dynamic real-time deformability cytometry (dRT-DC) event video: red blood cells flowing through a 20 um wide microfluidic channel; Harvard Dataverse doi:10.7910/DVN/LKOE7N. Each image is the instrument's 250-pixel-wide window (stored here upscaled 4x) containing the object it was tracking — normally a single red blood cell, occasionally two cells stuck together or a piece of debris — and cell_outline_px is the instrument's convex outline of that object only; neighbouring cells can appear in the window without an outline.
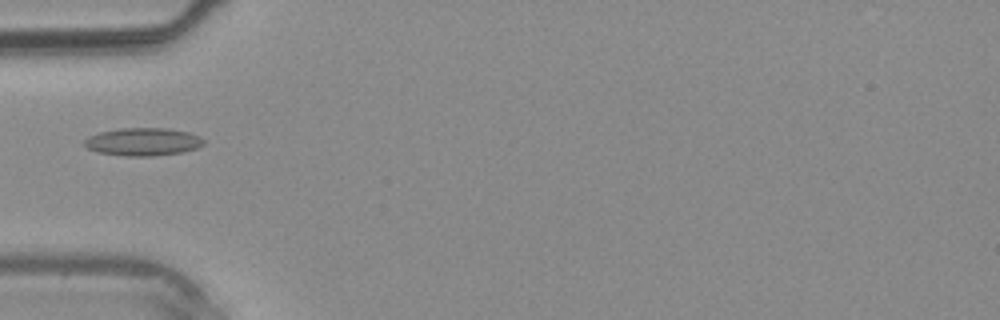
{"species": "common noctule bat (a hibernating species)", "species_latin": "Nyctalus noctula", "temperature_condition": "warm", "stored_images_in_passage": 4, "camera_frame_rate_fps": 3000, "um_per_image_px": 0.085, "animal": {"sex": "male", "body_mass_g": 20.4}, "frame": {"image": 1, "passage_image": 4, "time_ms": 3.667, "image_size_px": [1000, 320], "cell_outline_px": [[204, 144], [196, 148], [180, 152], [152, 156], [128, 156], [96, 152], [88, 148], [84, 144], [84, 140], [88, 136], [100, 132], [120, 128], [168, 128], [188, 132], [200, 136], [204, 140]], "centroid_in_image_um": [12.14, 12.04], "position_along_channel_um": 72.9, "area_um2": 19.31}}